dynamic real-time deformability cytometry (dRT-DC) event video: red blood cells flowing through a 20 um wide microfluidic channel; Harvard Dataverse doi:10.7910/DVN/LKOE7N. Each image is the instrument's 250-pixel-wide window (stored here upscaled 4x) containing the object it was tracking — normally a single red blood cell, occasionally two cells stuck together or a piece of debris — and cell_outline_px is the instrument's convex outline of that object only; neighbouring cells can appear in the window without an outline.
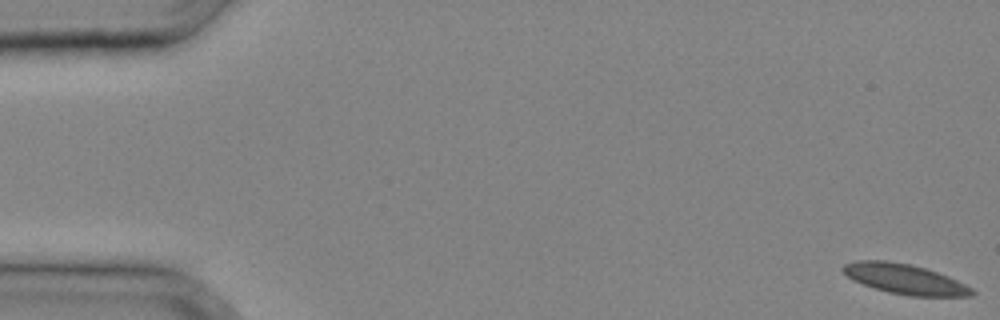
{"species": "common noctule bat (a hibernating species)", "species_latin": "Nyctalus noctula", "temperature_condition": "cold", "stored_images_in_passage": 35, "camera_frame_rate_fps": 3000, "um_per_image_px": 0.085, "animal": {"sex": "male", "body_mass_g": 20.4}, "frame": {"image": 1, "passage_image": 1, "time_ms": 0.0, "image_size_px": [1000, 320], "cell_outline_px": [[976, 292], [972, 296], [908, 296], [888, 292], [852, 280], [840, 268], [844, 264], [856, 260], [884, 260], [908, 264], [924, 268], [948, 276], [972, 288]], "centroid_in_image_um": [76.9, 23.72], "position_along_channel_um": 8.1, "area_um2": 22.37}}
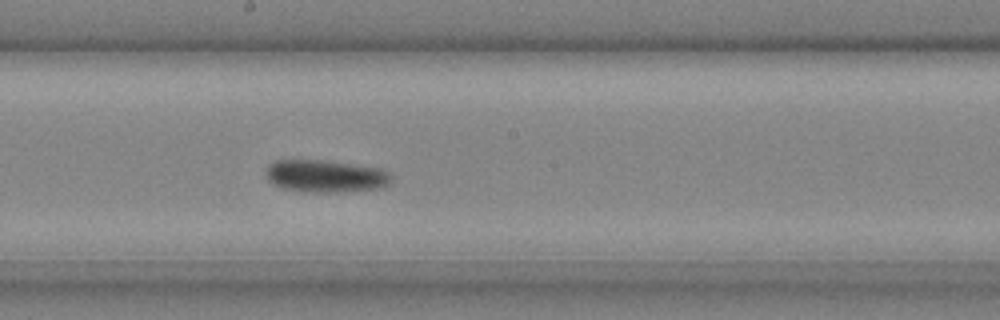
{"frame": {"image": 2, "passage_image": 20, "time_ms": 6.333, "image_size_px": [1000, 320], "cell_outline_px": [[392, 176], [388, 184], [384, 188], [340, 192], [312, 192], [284, 188], [272, 184], [268, 180], [268, 164], [276, 160], [328, 160], [384, 168]], "centroid_in_image_um": [27.74, 14.96], "position_along_channel_um": 220.5, "area_um2": 23.87}}
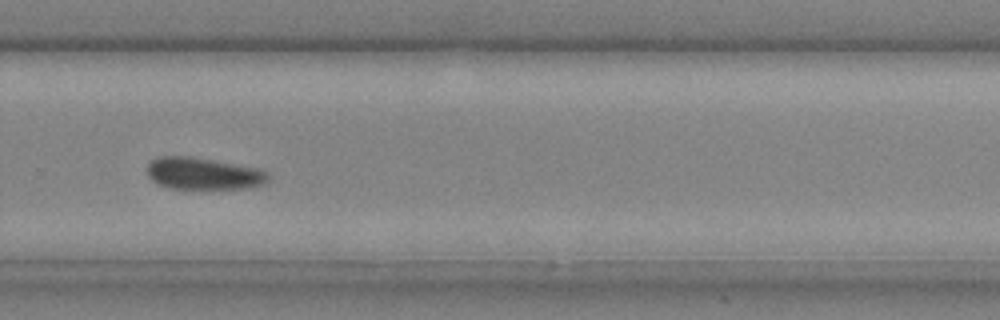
{"frame": {"image": 3, "passage_image": 25, "time_ms": 8.0, "image_size_px": [1000, 320], "cell_outline_px": [[268, 184], [248, 188], [168, 188], [156, 184], [148, 176], [148, 160], [156, 156], [192, 156], [264, 168], [268, 172]], "centroid_in_image_um": [17.32, 14.73], "position_along_channel_um": 312.5, "area_um2": 23.18}}